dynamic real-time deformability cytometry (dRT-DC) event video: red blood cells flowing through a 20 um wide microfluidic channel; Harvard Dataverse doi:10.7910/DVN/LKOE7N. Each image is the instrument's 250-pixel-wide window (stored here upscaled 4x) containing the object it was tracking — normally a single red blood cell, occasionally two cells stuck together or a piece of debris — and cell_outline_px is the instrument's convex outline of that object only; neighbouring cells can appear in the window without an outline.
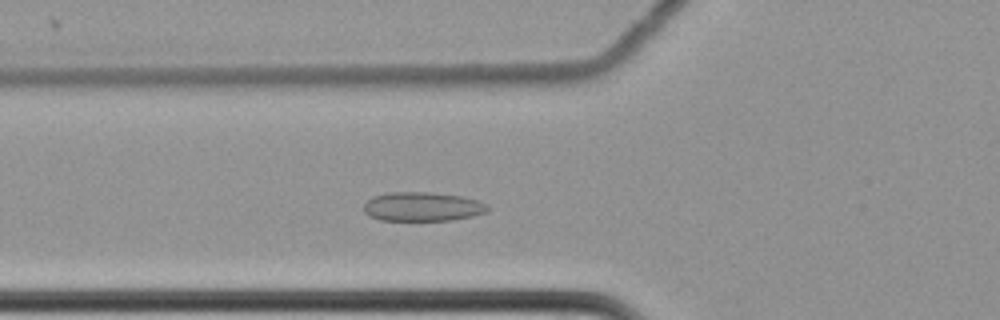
{"species": "common noctule bat (a hibernating species)", "species_latin": "Nyctalus noctula", "temperature_condition": "cold", "stored_images_in_passage": 54, "camera_frame_rate_fps": 3000, "um_per_image_px": 0.085, "animal": {"sex": "female", "body_mass_g": 22.7, "forearm_length_mm": 54.2}, "frame": {"image": 1, "passage_image": 16, "time_ms": 5.0, "image_size_px": [1000, 320], "cell_outline_px": [[488, 208], [484, 212], [472, 216], [452, 220], [380, 220], [368, 216], [364, 212], [364, 204], [372, 196], [388, 192], [432, 192], [460, 196], [476, 200], [488, 204]], "centroid_in_image_um": [35.86, 17.56], "position_along_channel_um": 89.9, "area_um2": 20.98}}
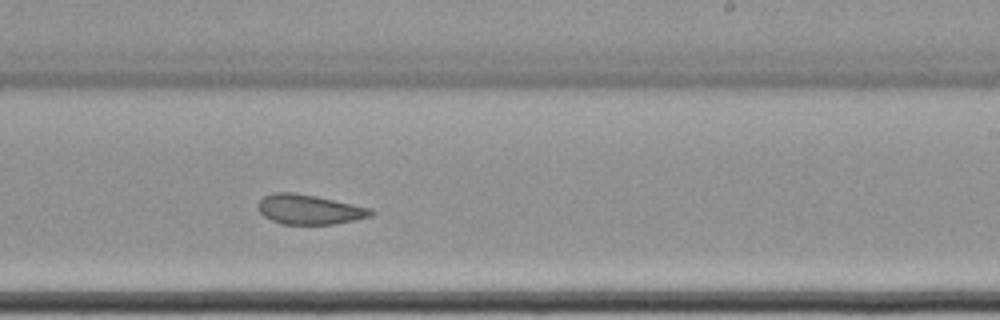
{"frame": {"image": 2, "passage_image": 31, "time_ms": 10.0, "image_size_px": [1000, 320], "cell_outline_px": [[372, 216], [356, 220], [336, 224], [280, 224], [264, 216], [260, 212], [260, 200], [264, 196], [276, 192], [292, 192], [316, 196], [372, 208]], "centroid_in_image_um": [26.33, 17.81], "position_along_channel_um": 262.7, "area_um2": 19.42}}
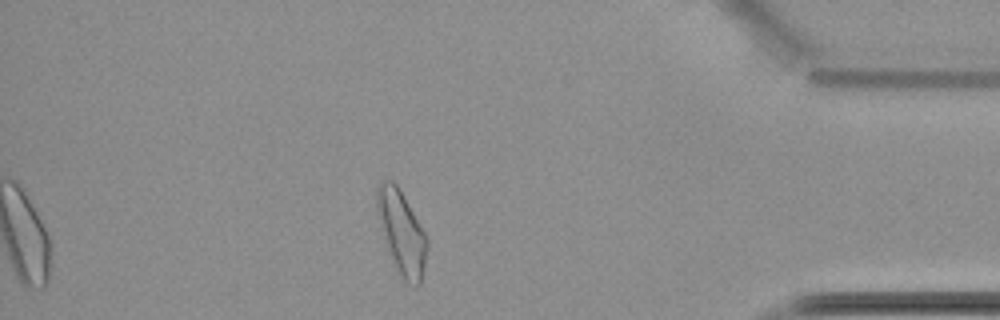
{"frame": {"image": 3, "passage_image": 46, "time_ms": 15.0, "image_size_px": [1000, 320], "cell_outline_px": [[428, 248], [420, 284], [416, 288], [412, 288], [400, 276], [392, 260], [384, 240], [376, 212], [376, 188], [380, 180], [392, 180], [396, 184], [404, 196], [424, 232], [428, 240]], "centroid_in_image_um": [34.12, 19.77], "position_along_channel_um": 401.1, "area_um2": 24.51}, "authors_computed_cell_mechanics": {"area_um2": 21.5016, "velocity_mm_per_s": 3.4592, "shape_relaxation_time_tau1_ms": null, "shape_relaxation_time_tau2_ms": 2.5257, "deformation_change_tau1": null, "deformation_change_tau2": 0.077}}